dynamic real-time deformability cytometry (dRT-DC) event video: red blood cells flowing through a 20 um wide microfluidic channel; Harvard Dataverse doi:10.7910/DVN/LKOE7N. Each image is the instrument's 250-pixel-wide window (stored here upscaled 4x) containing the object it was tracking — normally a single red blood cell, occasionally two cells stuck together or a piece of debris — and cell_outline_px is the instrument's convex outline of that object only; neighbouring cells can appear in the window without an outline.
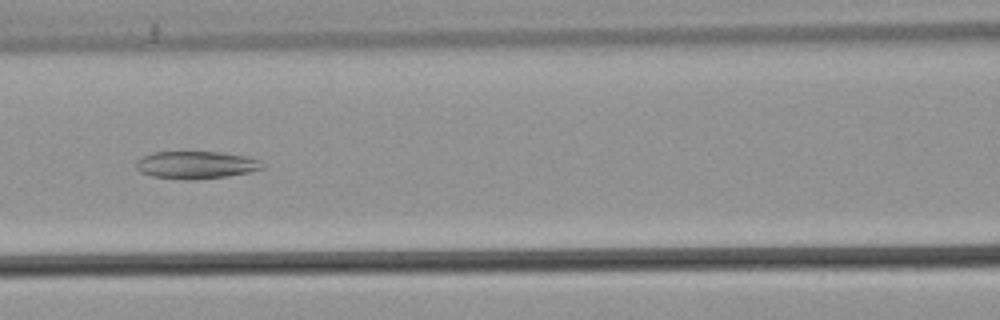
{"species": "common noctule bat (a hibernating species)", "species_latin": "Nyctalus noctula", "temperature_condition": "warm", "stored_images_in_passage": 46, "camera_frame_rate_fps": 3000, "um_per_image_px": 0.085, "animal": {"sex": "male", "body_mass_g": 21.5, "forearm_length_mm": 52.0}, "frame": {"image": 1, "passage_image": 22, "time_ms": 7.0, "image_size_px": [1000, 320], "cell_outline_px": [[264, 168], [248, 172], [228, 176], [192, 180], [188, 180], [152, 176], [140, 172], [136, 168], [136, 160], [152, 152], [224, 152], [244, 156], [260, 160]], "centroid_in_image_um": [16.65, 14.02], "position_along_channel_um": 150.0, "area_um2": 20.23}}
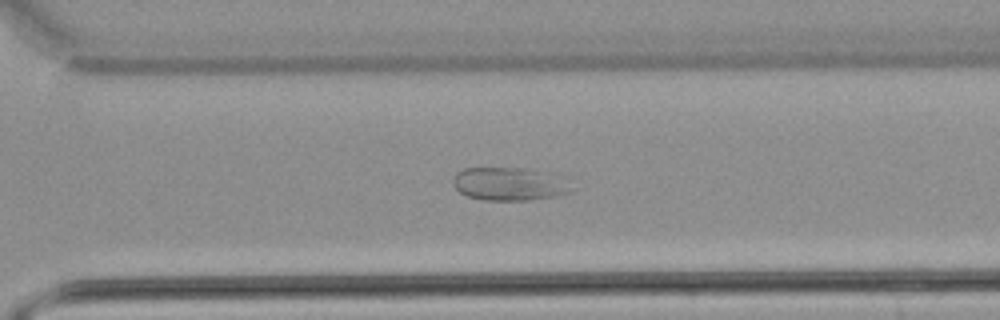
{"frame": {"image": 2, "passage_image": 36, "time_ms": 11.667, "image_size_px": [1000, 320], "cell_outline_px": [[568, 192], [552, 196], [528, 200], [484, 200], [468, 196], [460, 192], [452, 184], [452, 180], [456, 172], [464, 168], [512, 168], [532, 172]], "centroid_in_image_um": [42.8, 15.68], "position_along_channel_um": 327.8, "area_um2": 20.23}}
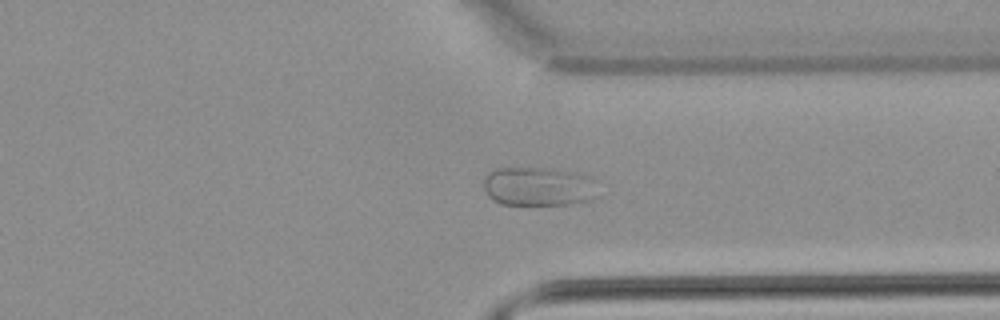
{"frame": {"image": 3, "passage_image": 39, "time_ms": 12.667, "image_size_px": [1000, 320], "cell_outline_px": [[600, 196], [592, 200], [572, 204], [500, 204], [492, 200], [488, 196], [484, 188], [484, 176], [488, 172], [496, 168], [544, 168], [576, 172], [600, 180]], "centroid_in_image_um": [45.88, 15.85], "position_along_channel_um": 365.5, "area_um2": 26.76}}